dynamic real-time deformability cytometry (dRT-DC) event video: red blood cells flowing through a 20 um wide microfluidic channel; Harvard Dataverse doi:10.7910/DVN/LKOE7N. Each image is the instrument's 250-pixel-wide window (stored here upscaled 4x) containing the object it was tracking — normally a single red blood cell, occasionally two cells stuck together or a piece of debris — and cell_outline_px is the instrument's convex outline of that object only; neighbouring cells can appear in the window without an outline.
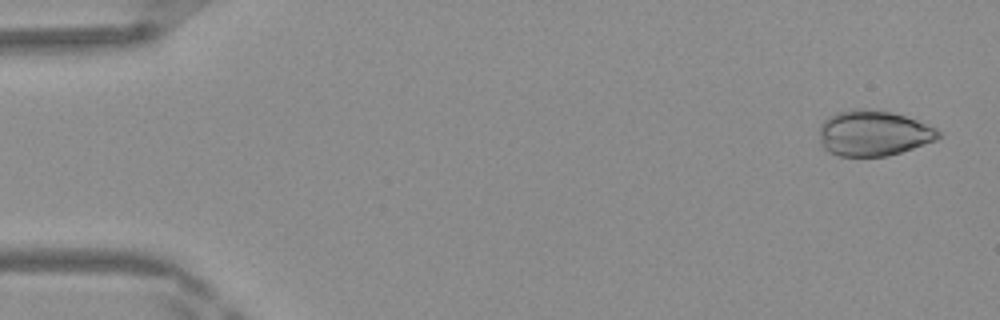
{"species": "Egyptian fruit bat (a non-hibernating species)", "species_latin": "Rousettus aegyptiacus", "temperature_condition": "warm", "stored_images_in_passage": 47, "camera_frame_rate_fps": 3000, "um_per_image_px": 0.085, "frame": {"image": 1, "passage_image": 1, "time_ms": 0.0, "image_size_px": [1000, 320], "cell_outline_px": [[940, 136], [936, 140], [888, 156], [840, 156], [828, 152], [820, 144], [820, 124], [828, 116], [836, 112], [852, 108], [864, 108], [888, 112], [904, 116], [916, 120], [936, 128], [940, 132]], "centroid_in_image_um": [74.19, 11.32], "position_along_channel_um": 10.8, "area_um2": 31.56}}
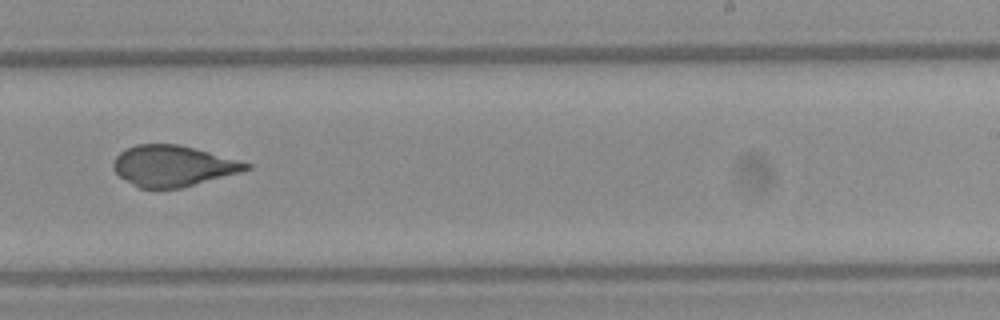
{"frame": {"image": 2, "passage_image": 29, "time_ms": 9.333, "image_size_px": [1000, 320], "cell_outline_px": [[252, 168], [240, 172], [180, 188], [140, 188], [132, 184], [120, 176], [112, 168], [112, 164], [116, 156], [120, 152], [136, 144], [176, 144], [208, 152], [252, 164]], "centroid_in_image_um": [14.68, 14.1], "position_along_channel_um": 274.3, "area_um2": 31.15}}
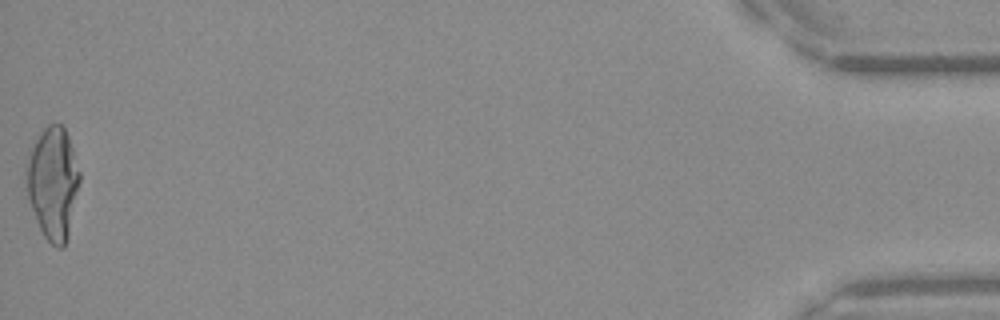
{"frame": {"image": 3, "passage_image": 47, "time_ms": 15.333, "image_size_px": [1000, 320], "cell_outline_px": [[80, 180], [68, 236], [64, 248], [56, 248], [44, 236], [36, 220], [28, 200], [24, 172], [24, 168], [32, 148], [40, 132], [48, 124], [60, 124], [64, 128], [68, 136], [80, 172]], "centroid_in_image_um": [4.48, 15.57], "position_along_channel_um": 430.7, "area_um2": 34.85}}